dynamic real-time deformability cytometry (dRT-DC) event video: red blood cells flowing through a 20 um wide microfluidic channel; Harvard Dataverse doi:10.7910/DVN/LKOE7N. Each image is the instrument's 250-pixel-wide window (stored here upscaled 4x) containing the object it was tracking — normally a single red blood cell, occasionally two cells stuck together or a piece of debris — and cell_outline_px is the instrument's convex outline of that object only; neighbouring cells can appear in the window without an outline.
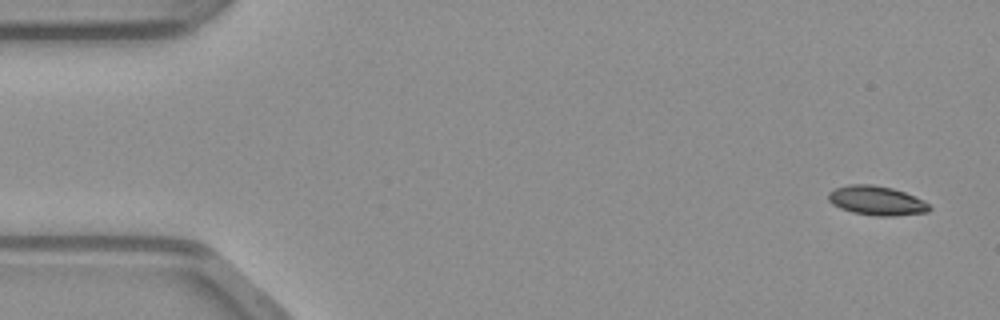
{"species": "common noctule bat (a hibernating species)", "species_latin": "Nyctalus noctula", "temperature_condition": "warm", "stored_images_in_passage": 47, "camera_frame_rate_fps": 3000, "um_per_image_px": 0.085, "animal": {"sex": "male", "body_mass_g": 23.1, "forearm_length_mm": 52.7}, "frame": {"image": 1, "passage_image": 1, "time_ms": 0.0, "image_size_px": [1000, 320], "cell_outline_px": [[932, 208], [928, 212], [892, 216], [876, 216], [852, 212], [840, 208], [832, 204], [828, 200], [828, 192], [832, 188], [848, 184], [872, 184], [892, 188], [904, 192], [924, 200]], "centroid_in_image_um": [74.48, 17.04], "position_along_channel_um": 10.5, "area_um2": 17.4}}
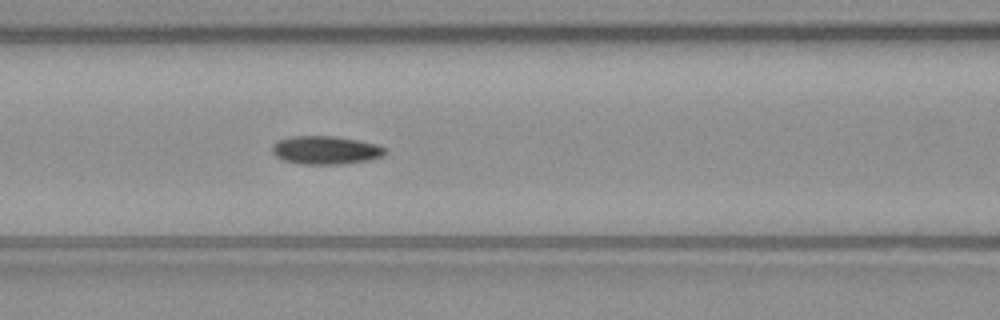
{"frame": {"image": 2, "passage_image": 19, "time_ms": 6.0, "image_size_px": [1000, 320], "cell_outline_px": [[384, 156], [368, 160], [340, 164], [300, 164], [284, 160], [276, 156], [272, 152], [272, 144], [276, 140], [292, 136], [332, 136], [356, 140], [376, 144], [384, 148]], "centroid_in_image_um": [27.62, 12.76], "position_along_channel_um": 139.0, "area_um2": 18.5}}
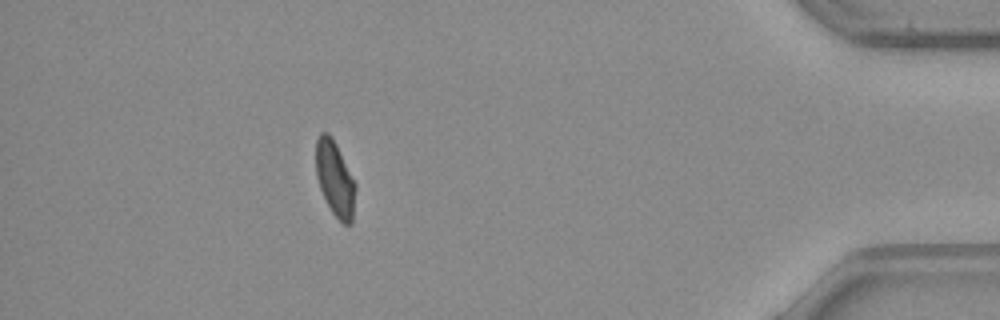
{"frame": {"image": 3, "passage_image": 42, "time_ms": 13.667, "image_size_px": [1000, 320], "cell_outline_px": [[356, 188], [352, 224], [344, 224], [332, 212], [320, 188], [316, 176], [316, 140], [320, 132], [328, 132], [332, 136], [356, 184]], "centroid_in_image_um": [28.47, 15.17], "position_along_channel_um": 406.7, "area_um2": 17.22}}